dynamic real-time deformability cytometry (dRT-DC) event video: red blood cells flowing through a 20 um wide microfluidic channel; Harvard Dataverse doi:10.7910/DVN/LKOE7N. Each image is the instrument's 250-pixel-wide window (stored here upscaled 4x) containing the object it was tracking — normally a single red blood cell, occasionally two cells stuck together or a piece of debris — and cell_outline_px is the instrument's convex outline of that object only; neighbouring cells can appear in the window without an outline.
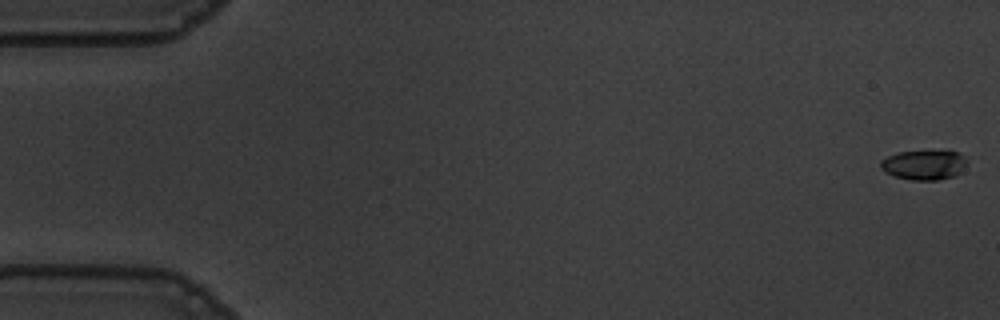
{"species": "common noctule bat (a hibernating species)", "species_latin": "Nyctalus noctula", "temperature_condition": "warm", "stored_images_in_passage": 56, "camera_frame_rate_fps": 3000, "um_per_image_px": 0.085, "animal": {"sex": "male", "body_mass_g": 19.5, "forearm_length_mm": 54.6}, "frame": {"image": 1, "passage_image": 1, "time_ms": 0.0, "image_size_px": [1000, 320], "cell_outline_px": [[968, 164], [956, 176], [936, 180], [912, 180], [896, 176], [884, 172], [880, 168], [880, 160], [896, 152], [960, 152], [968, 160]], "centroid_in_image_um": [78.55, 14.03], "position_along_channel_um": 6.4, "area_um2": 14.91}}
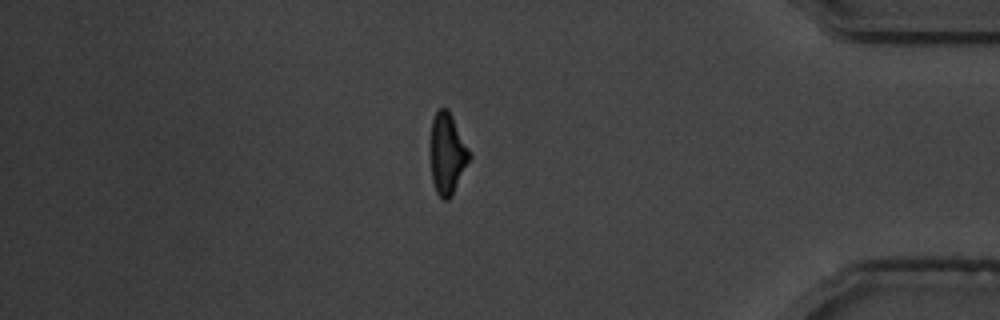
{"frame": {"image": 2, "passage_image": 48, "time_ms": 15.667, "image_size_px": [1000, 320], "cell_outline_px": [[472, 156], [452, 196], [448, 200], [444, 200], [436, 192], [432, 180], [432, 120], [436, 112], [440, 108], [448, 108]], "centroid_in_image_um": [38.05, 13.09], "position_along_channel_um": 397.2, "area_um2": 17.98}}
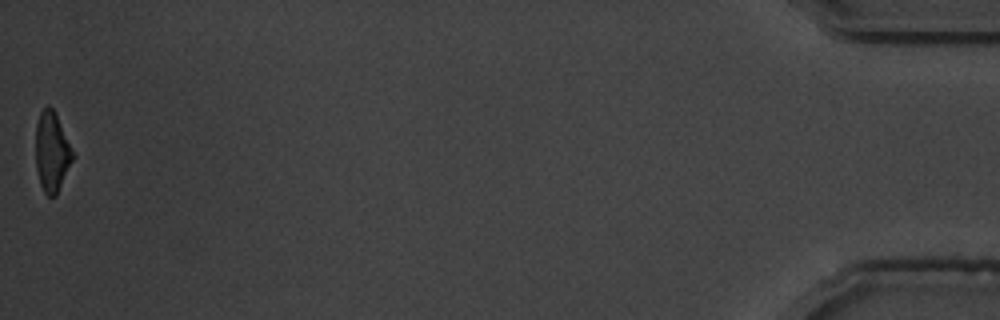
{"frame": {"image": 3, "passage_image": 56, "time_ms": 18.333, "image_size_px": [1000, 320], "cell_outline_px": [[76, 156], [56, 196], [48, 196], [44, 192], [40, 184], [36, 168], [36, 124], [40, 112], [48, 104], [56, 112]], "centroid_in_image_um": [4.44, 12.9], "position_along_channel_um": 430.8, "area_um2": 17.63}, "authors_computed_cell_mechanics": {"area_um2": 18.4382, "velocity_mm_per_s": 3.6623, "shape_relaxation_time_tau1_ms": 3.5291, "shape_relaxation_time_tau2_ms": 3.5128, "deformation_change_tau1": 0.147, "deformation_change_tau2": 0.1344}}